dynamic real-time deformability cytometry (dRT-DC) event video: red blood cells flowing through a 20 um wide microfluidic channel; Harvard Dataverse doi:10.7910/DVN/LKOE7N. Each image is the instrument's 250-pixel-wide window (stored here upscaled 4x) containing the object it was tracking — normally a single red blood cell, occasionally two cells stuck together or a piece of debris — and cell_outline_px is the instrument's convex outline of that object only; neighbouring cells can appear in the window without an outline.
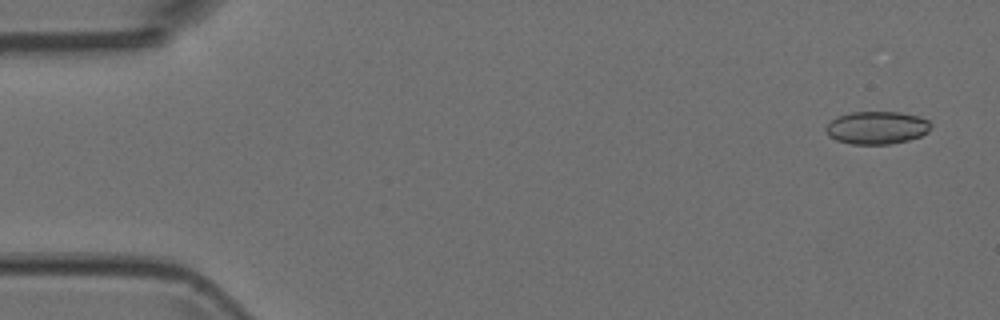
{"species": "Egyptian fruit bat (a non-hibernating species)", "species_latin": "Rousettus aegyptiacus", "temperature_condition": "room temperature", "stored_images_in_passage": 5, "camera_frame_rate_fps": 3000, "um_per_image_px": 0.085, "animal": {"sex": "female"}, "frame": {"image": 1, "passage_image": 1, "time_ms": 0.0, "image_size_px": [1000, 320], "cell_outline_px": [[932, 124], [928, 132], [920, 136], [908, 140], [888, 144], [852, 144], [836, 140], [828, 136], [824, 128], [836, 116], [852, 112], [900, 112], [920, 116], [928, 120]], "centroid_in_image_um": [74.53, 10.85], "position_along_channel_um": 10.5, "area_um2": 20.17}}
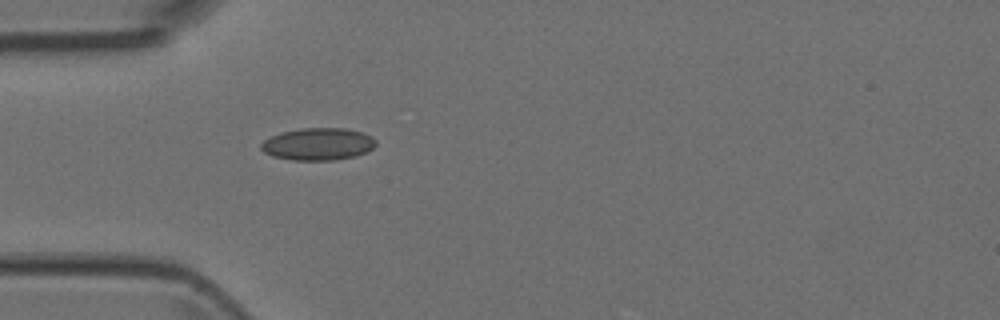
{"frame": {"image": 2, "passage_image": 5, "time_ms": 1.333, "image_size_px": [1000, 320], "cell_outline_px": [[376, 144], [372, 148], [356, 156], [332, 160], [292, 160], [272, 156], [264, 152], [260, 148], [260, 144], [264, 140], [272, 136], [284, 132], [300, 128], [344, 128], [360, 132], [372, 136], [376, 140]], "centroid_in_image_um": [27.02, 12.25], "position_along_channel_um": 58.0, "area_um2": 21.44}}